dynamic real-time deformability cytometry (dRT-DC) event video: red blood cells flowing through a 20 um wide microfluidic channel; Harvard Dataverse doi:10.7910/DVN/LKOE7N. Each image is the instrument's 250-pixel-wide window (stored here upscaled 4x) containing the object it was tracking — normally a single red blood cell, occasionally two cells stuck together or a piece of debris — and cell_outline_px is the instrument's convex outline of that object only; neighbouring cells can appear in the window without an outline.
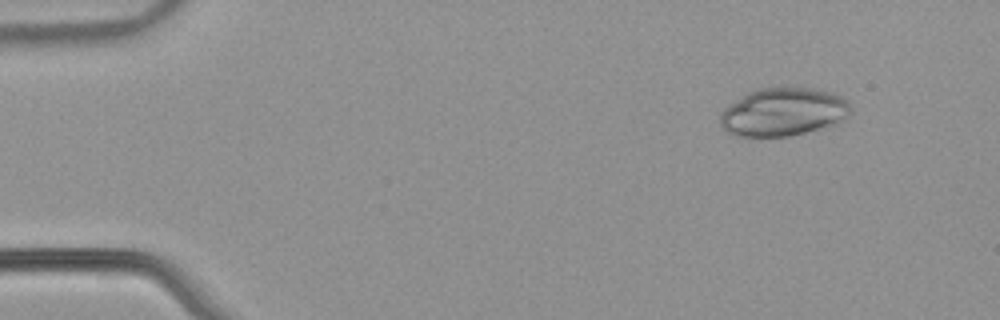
{"species": "common noctule bat (a hibernating species)", "species_latin": "Nyctalus noctula", "temperature_condition": "warm", "stored_images_in_passage": 50, "camera_frame_rate_fps": 3000, "um_per_image_px": 0.085, "animal": {"sex": "male", "body_mass_g": 21.5, "forearm_length_mm": 52.0}, "frame": {"image": 1, "passage_image": 2, "time_ms": 0.333, "image_size_px": [1000, 320], "cell_outline_px": [[852, 112], [844, 120], [836, 124], [788, 136], [736, 136], [728, 132], [720, 124], [720, 116], [724, 108], [748, 92], [756, 88], [808, 88], [832, 92], [848, 100], [852, 108]], "centroid_in_image_um": [66.61, 9.51], "position_along_channel_um": 18.4, "area_um2": 36.53}}
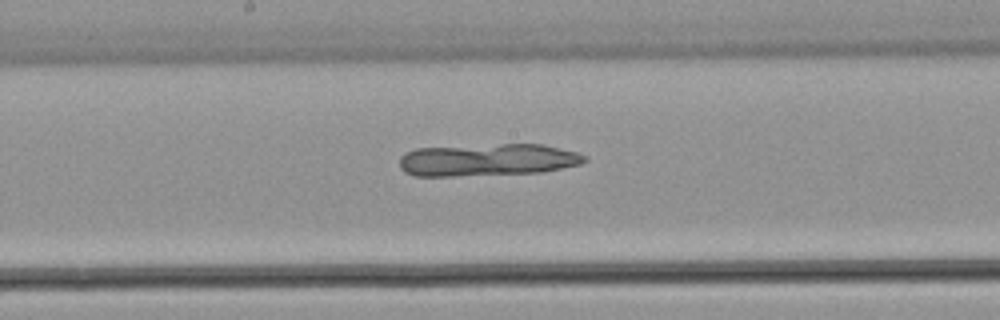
{"frame": {"image": 2, "passage_image": 25, "time_ms": 8.0, "image_size_px": [1000, 320], "cell_outline_px": [[588, 160], [580, 164], [544, 172], [452, 176], [412, 176], [404, 172], [400, 168], [400, 156], [416, 148], [500, 144], [544, 144], [576, 152], [588, 156]], "centroid_in_image_um": [41.45, 13.59], "position_along_channel_um": 206.7, "area_um2": 35.03}}
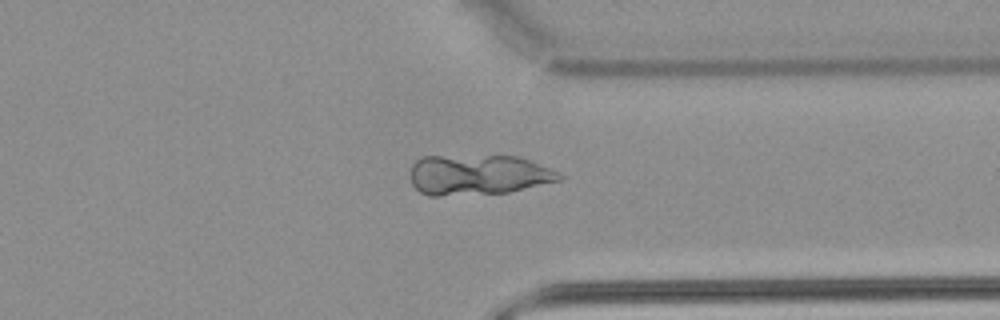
{"frame": {"image": 3, "passage_image": 38, "time_ms": 12.333, "image_size_px": [1000, 320], "cell_outline_px": [[564, 176], [560, 180], [508, 192], [440, 196], [428, 196], [420, 192], [412, 184], [412, 164], [420, 156], [520, 156], [560, 172]], "centroid_in_image_um": [40.64, 14.85], "position_along_channel_um": 370.8, "area_um2": 35.03}}